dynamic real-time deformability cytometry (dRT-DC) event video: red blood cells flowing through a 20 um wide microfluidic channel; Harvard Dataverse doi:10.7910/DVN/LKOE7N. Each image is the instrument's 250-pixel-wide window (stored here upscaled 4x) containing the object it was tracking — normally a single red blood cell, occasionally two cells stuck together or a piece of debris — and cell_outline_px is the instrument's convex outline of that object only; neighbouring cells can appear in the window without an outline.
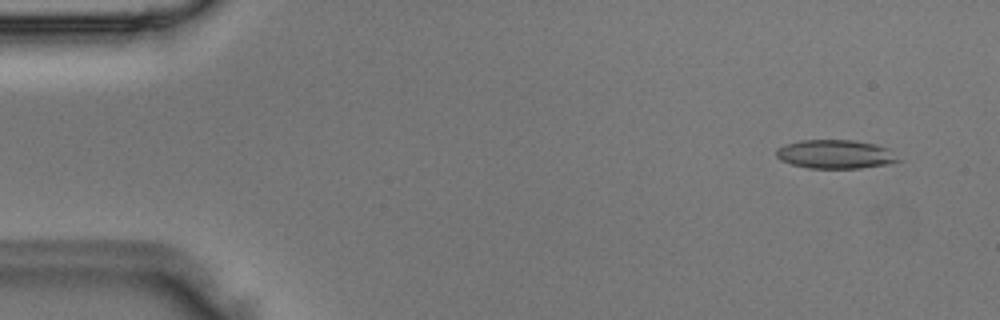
{"species": "Egyptian fruit bat (a non-hibernating species)", "species_latin": "Rousettus aegyptiacus", "temperature_condition": "room temperature", "stored_images_in_passage": 5, "camera_frame_rate_fps": 3000, "um_per_image_px": 0.085, "animal": {"sex": "male"}, "frame": {"image": 1, "passage_image": 1, "time_ms": 0.0, "image_size_px": [1000, 320], "cell_outline_px": [[904, 160], [888, 164], [860, 168], [808, 168], [792, 164], [780, 160], [776, 156], [776, 148], [784, 144], [800, 140], [852, 140], [876, 144], [884, 148]], "centroid_in_image_um": [70.98, 13.11], "position_along_channel_um": 14.0, "area_um2": 20.46}}
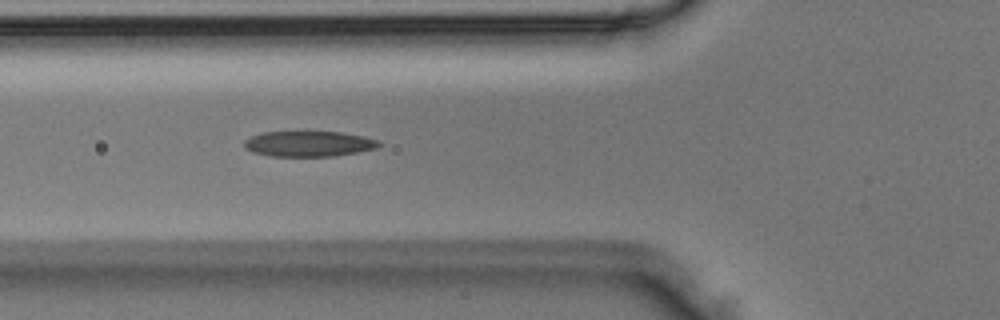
{"frame": {"image": 2, "passage_image": 5, "time_ms": 1.333, "image_size_px": [1000, 320], "cell_outline_px": [[384, 144], [376, 148], [356, 152], [332, 156], [272, 156], [252, 152], [244, 148], [244, 140], [252, 136], [264, 132], [308, 128], [340, 132], [364, 136], [380, 140]], "centroid_in_image_um": [26.25, 12.16], "position_along_channel_um": 99.6, "area_um2": 21.1}}